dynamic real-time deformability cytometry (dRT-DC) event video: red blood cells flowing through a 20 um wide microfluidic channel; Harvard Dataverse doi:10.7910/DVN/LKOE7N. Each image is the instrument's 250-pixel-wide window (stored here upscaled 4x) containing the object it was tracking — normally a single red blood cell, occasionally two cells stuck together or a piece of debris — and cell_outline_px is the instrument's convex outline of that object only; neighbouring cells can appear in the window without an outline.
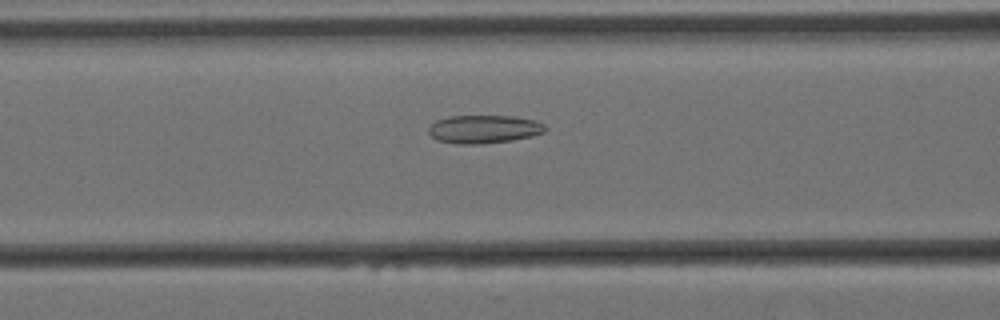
{"species": "Egyptian fruit bat (a non-hibernating species)", "species_latin": "Rousettus aegyptiacus", "temperature_condition": "cold", "stored_images_in_passage": 48, "camera_frame_rate_fps": 3000, "um_per_image_px": 0.085, "animal": {"sex": "female"}, "frame": {"image": 1, "passage_image": 14, "time_ms": 4.333, "image_size_px": [1000, 320], "cell_outline_px": [[548, 128], [544, 132], [532, 136], [512, 140], [480, 144], [456, 144], [436, 140], [428, 132], [428, 128], [436, 120], [448, 116], [512, 116], [536, 120], [544, 124]], "centroid_in_image_um": [41.13, 10.98], "position_along_channel_um": 125.5, "area_um2": 19.31}}
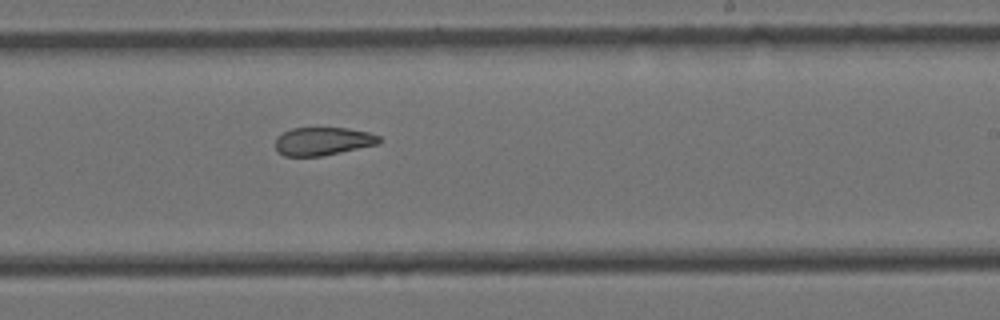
{"frame": {"image": 2, "passage_image": 26, "time_ms": 8.333, "image_size_px": [1000, 320], "cell_outline_px": [[380, 144], [320, 156], [284, 156], [276, 152], [276, 136], [292, 128], [348, 128], [368, 132], [380, 136]], "centroid_in_image_um": [27.43, 12.01], "position_along_channel_um": 261.6, "area_um2": 17.05}}
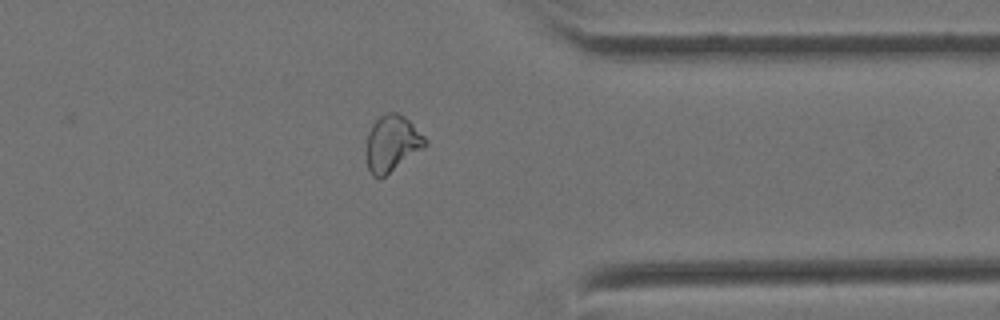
{"frame": {"image": 3, "passage_image": 37, "time_ms": 12.0, "image_size_px": [1000, 320], "cell_outline_px": [[428, 144], [424, 148], [380, 180], [372, 176], [368, 168], [364, 152], [368, 132], [372, 124], [380, 116], [388, 112], [396, 112], [404, 116], [428, 140]], "centroid_in_image_um": [33.29, 12.23], "position_along_channel_um": 378.1, "area_um2": 19.65}, "authors_computed_cell_mechanics": {"area_um2": 19.074, "velocity_mm_per_s": 3.4171, "shape_relaxation_time_tau1_ms": null, "shape_relaxation_time_tau2_ms": 2.7419, "deformation_change_tau1": null, "deformation_change_tau2": 0.0904}}